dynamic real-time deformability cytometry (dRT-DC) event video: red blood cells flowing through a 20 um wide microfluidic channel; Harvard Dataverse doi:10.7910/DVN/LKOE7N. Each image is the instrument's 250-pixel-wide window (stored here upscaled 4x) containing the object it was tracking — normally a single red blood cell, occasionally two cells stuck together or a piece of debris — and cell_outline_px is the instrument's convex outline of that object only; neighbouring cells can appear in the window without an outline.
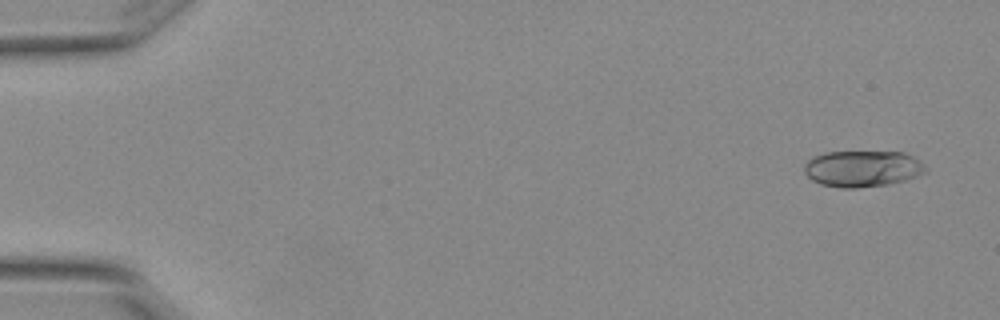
{"species": "Egyptian fruit bat (a non-hibernating species)", "species_latin": "Rousettus aegyptiacus", "temperature_condition": "warm", "stored_images_in_passage": 6, "camera_frame_rate_fps": 3000, "um_per_image_px": 0.085, "animal": {"sex": "female"}, "frame": {"image": 1, "passage_image": 1, "time_ms": 0.0, "image_size_px": [1000, 320], "cell_outline_px": [[928, 172], [904, 180], [888, 184], [856, 188], [840, 188], [820, 184], [812, 180], [804, 172], [804, 164], [808, 160], [824, 152], [904, 152], [912, 156], [928, 168]], "centroid_in_image_um": [73.31, 14.34], "position_along_channel_um": 11.7, "area_um2": 25.66}}
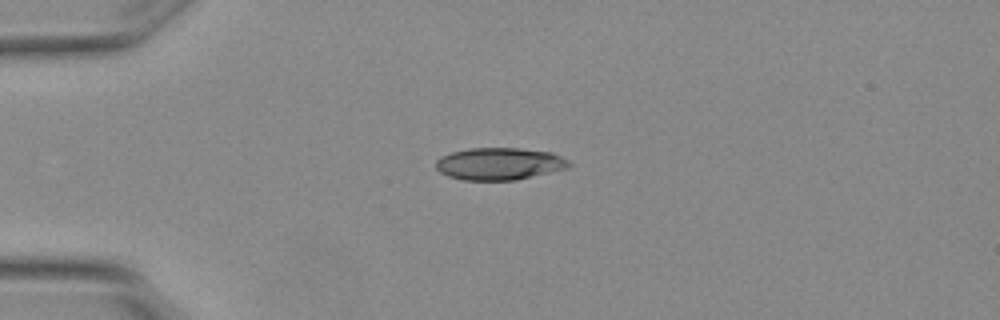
{"frame": {"image": 2, "passage_image": 4, "time_ms": 1.0, "image_size_px": [1000, 320], "cell_outline_px": [[572, 164], [568, 168], [516, 180], [464, 180], [448, 176], [440, 172], [436, 168], [436, 160], [440, 156], [452, 152], [468, 148], [520, 148], [552, 152], [568, 160]], "centroid_in_image_um": [42.44, 13.92], "position_along_channel_um": 42.6, "area_um2": 25.09}}
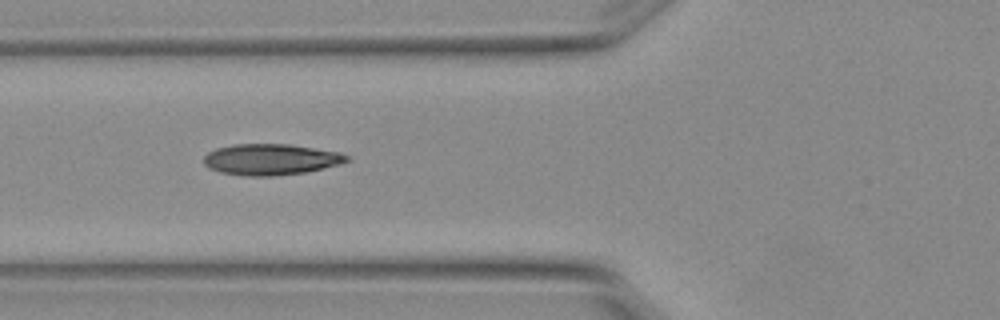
{"frame": {"image": 3, "passage_image": 6, "time_ms": 1.667, "image_size_px": [1000, 320], "cell_outline_px": [[352, 160], [340, 164], [324, 168], [304, 172], [272, 176], [248, 176], [220, 172], [208, 168], [204, 164], [204, 156], [208, 152], [216, 148], [232, 144], [288, 144], [340, 152], [348, 156]], "centroid_in_image_um": [23.01, 13.55], "position_along_channel_um": 102.8, "area_um2": 25.95}}